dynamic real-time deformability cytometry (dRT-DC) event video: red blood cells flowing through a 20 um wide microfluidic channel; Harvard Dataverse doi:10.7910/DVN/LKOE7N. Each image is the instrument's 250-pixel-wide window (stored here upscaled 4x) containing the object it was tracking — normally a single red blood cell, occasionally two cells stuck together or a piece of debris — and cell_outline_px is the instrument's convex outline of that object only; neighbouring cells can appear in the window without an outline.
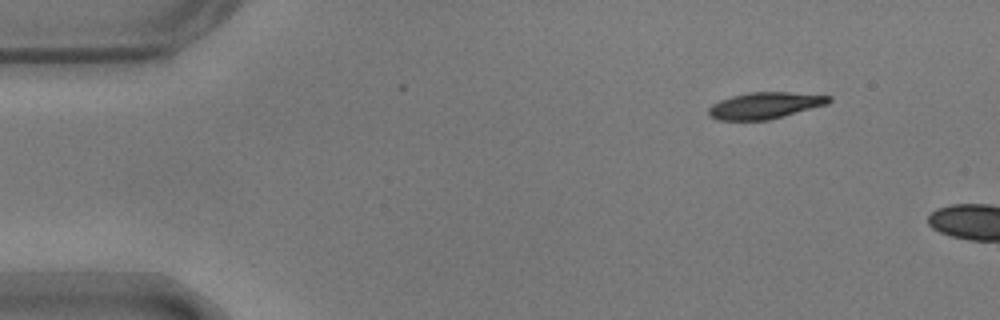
{"species": "common noctule bat (a hibernating species)", "species_latin": "Nyctalus noctula", "temperature_condition": "warm", "stored_images_in_passage": 5, "camera_frame_rate_fps": 3000, "um_per_image_px": 0.085, "animal": {"sex": "male", "body_mass_g": 17.9}, "frame": {"image": 1, "passage_image": 1, "time_ms": 0.0, "image_size_px": [1000, 320], "cell_outline_px": [[832, 100], [828, 104], [784, 116], [768, 120], [716, 120], [708, 116], [708, 108], [712, 104], [720, 100], [732, 96], [748, 92], [788, 92], [832, 96]], "centroid_in_image_um": [65.0, 8.97], "position_along_channel_um": 20.0, "area_um2": 18.67}}